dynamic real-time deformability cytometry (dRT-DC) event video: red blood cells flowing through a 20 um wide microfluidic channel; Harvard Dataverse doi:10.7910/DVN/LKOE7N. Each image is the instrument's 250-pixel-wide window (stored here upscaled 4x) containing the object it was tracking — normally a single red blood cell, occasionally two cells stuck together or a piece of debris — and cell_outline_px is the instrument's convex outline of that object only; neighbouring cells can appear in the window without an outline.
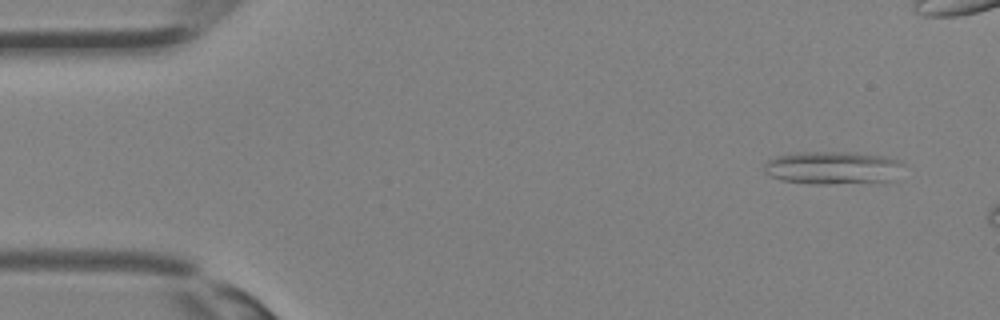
{"species": "Egyptian fruit bat (a non-hibernating species)", "species_latin": "Rousettus aegyptiacus", "temperature_condition": "room temperature", "stored_images_in_passage": 7, "camera_frame_rate_fps": 3000, "um_per_image_px": 0.085, "animal": {"sex": "female"}, "frame": {"image": 1, "passage_image": 2, "time_ms": 0.333, "image_size_px": [1000, 320], "cell_outline_px": [[904, 164], [892, 180], [824, 184], [808, 184], [780, 180], [764, 172], [764, 164], [768, 160], [776, 156], [800, 152], [848, 152], [884, 156], [900, 160]], "centroid_in_image_um": [70.74, 14.25], "position_along_channel_um": 14.3, "area_um2": 26.53}}